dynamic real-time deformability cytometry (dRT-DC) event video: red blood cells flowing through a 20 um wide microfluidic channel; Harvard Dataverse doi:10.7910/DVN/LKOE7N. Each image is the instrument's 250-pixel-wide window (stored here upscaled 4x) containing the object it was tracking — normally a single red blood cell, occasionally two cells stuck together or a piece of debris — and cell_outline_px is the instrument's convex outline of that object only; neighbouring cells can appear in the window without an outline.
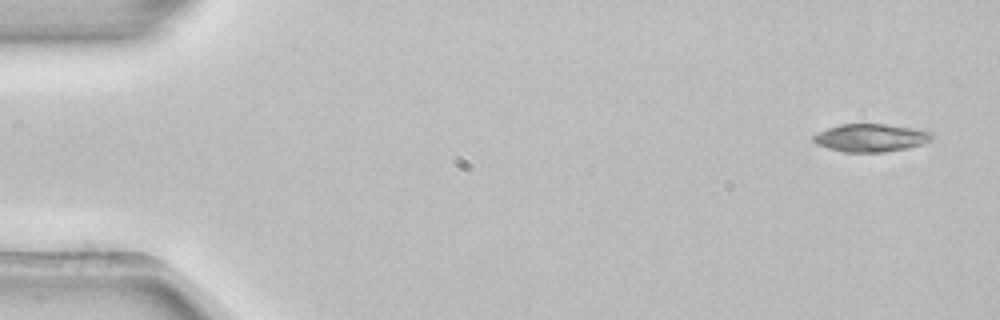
{"species": "common noctule bat (a hibernating species)", "species_latin": "Nyctalus noctula", "temperature_condition": "room temperature", "stored_images_in_passage": 51, "camera_frame_rate_fps": 3000, "um_per_image_px": 0.085, "animal": {"sex": "female", "body_mass_g": 22.7, "forearm_length_mm": 54.2}, "frame": {"image": 1, "passage_image": 1, "time_ms": 0.0, "image_size_px": [1000, 320], "cell_outline_px": [[932, 136], [928, 140], [920, 144], [908, 148], [884, 152], [844, 152], [828, 148], [816, 144], [812, 140], [812, 136], [828, 128], [840, 124], [884, 124], [924, 128], [932, 132]], "centroid_in_image_um": [74.04, 11.7], "position_along_channel_um": 11.0, "area_um2": 19.36}}
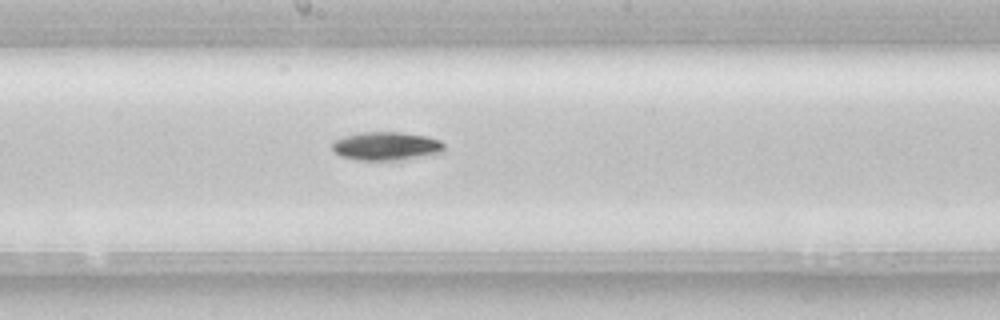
{"frame": {"image": 2, "passage_image": 27, "time_ms": 8.667, "image_size_px": [1000, 320], "cell_outline_px": [[444, 152], [400, 160], [356, 160], [340, 156], [332, 152], [332, 140], [344, 136], [364, 132], [400, 132], [428, 136], [440, 140], [444, 144]], "centroid_in_image_um": [32.8, 12.42], "position_along_channel_um": 215.4, "area_um2": 18.79}}
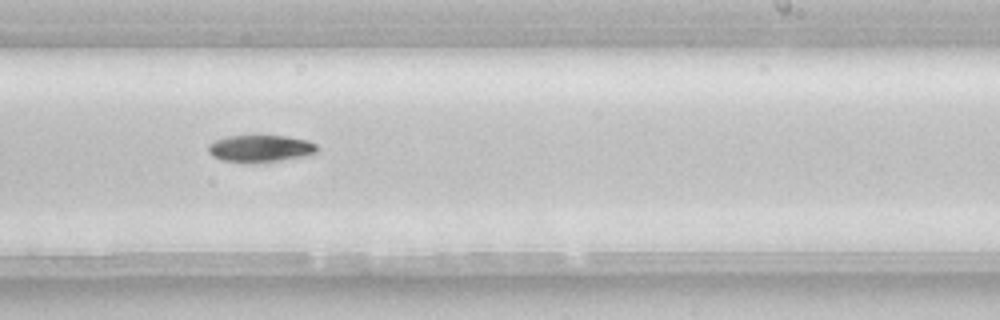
{"frame": {"image": 3, "passage_image": 31, "time_ms": 10.0, "image_size_px": [1000, 320], "cell_outline_px": [[320, 148], [316, 152], [300, 156], [280, 160], [248, 164], [220, 160], [212, 156], [208, 152], [208, 144], [216, 140], [228, 136], [288, 136], [308, 140], [316, 144]], "centroid_in_image_um": [22.09, 12.63], "position_along_channel_um": 266.9, "area_um2": 17.28}, "authors_computed_cell_mechanics": {"area_um2": 18.496, "velocity_mm_per_s": 3.8871, "shape_relaxation_time_tau1_ms": 2.0351, "shape_relaxation_time_tau2_ms": null, "deformation_change_tau1": 0.0864, "deformation_change_tau2": null}}